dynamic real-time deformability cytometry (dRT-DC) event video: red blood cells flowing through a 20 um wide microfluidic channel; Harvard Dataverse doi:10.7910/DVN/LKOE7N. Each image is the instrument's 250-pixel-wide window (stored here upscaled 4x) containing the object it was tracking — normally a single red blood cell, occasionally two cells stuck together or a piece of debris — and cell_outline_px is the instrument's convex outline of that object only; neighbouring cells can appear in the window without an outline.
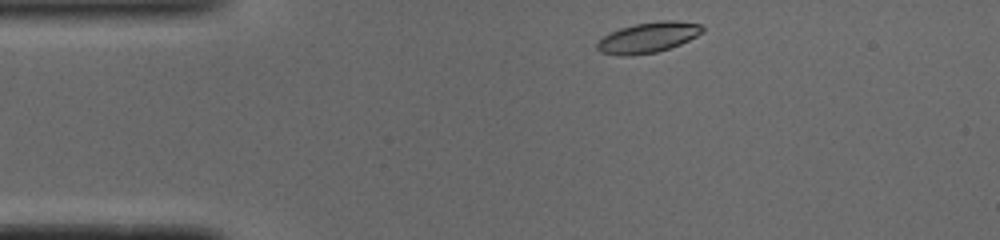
{"species": "common noctule bat (a hibernating species)", "species_latin": "Nyctalus noctula", "temperature_condition": "cold", "stored_images_in_passage": 43, "camera_frame_rate_fps": 3000, "um_per_image_px": 0.085, "animal": {"sex": "male", "body_mass_g": 19.0, "forearm_length_mm": 50.8}, "frame": {"image": 1, "passage_image": 1, "time_ms": 0.0, "image_size_px": [1000, 240], "cell_outline_px": [[704, 32], [680, 44], [656, 52], [628, 56], [620, 56], [600, 52], [596, 48], [596, 44], [604, 36], [620, 28], [636, 24], [660, 20], [672, 20], [700, 24], [704, 28]], "centroid_in_image_um": [55.09, 3.19], "position_along_channel_um": 29.9, "area_um2": 18.55}}
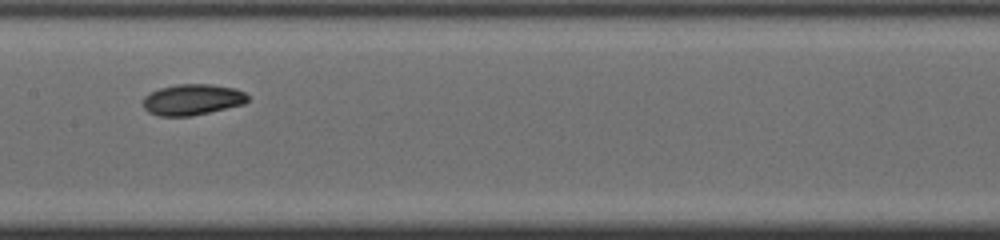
{"frame": {"image": 2, "passage_image": 17, "time_ms": 5.333, "image_size_px": [1000, 240], "cell_outline_px": [[248, 100], [244, 104], [192, 116], [160, 116], [148, 112], [144, 108], [144, 96], [160, 88], [176, 84], [212, 84], [236, 88], [244, 92], [248, 96]], "centroid_in_image_um": [16.37, 8.46], "position_along_channel_um": 191.0, "area_um2": 18.9}}
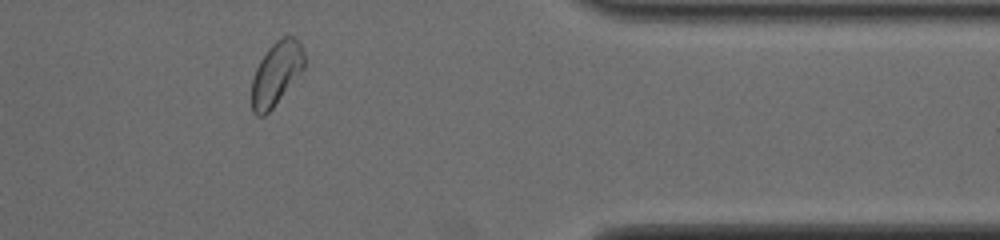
{"frame": {"image": 3, "passage_image": 34, "time_ms": 11.0, "image_size_px": [1000, 240], "cell_outline_px": [[304, 68], [272, 108], [264, 116], [256, 116], [252, 112], [252, 80], [256, 68], [260, 60], [268, 48], [276, 40], [284, 36], [292, 36], [300, 44], [304, 52]], "centroid_in_image_um": [23.46, 6.25], "position_along_channel_um": 387.9, "area_um2": 19.19}, "authors_computed_cell_mechanics": {"area_um2": 18.9006, "velocity_mm_per_s": 3.8672, "shape_relaxation_time_tau1_ms": 7.2916, "shape_relaxation_time_tau2_ms": 6.5647, "deformation_change_tau1": 0.161, "deformation_change_tau2": 0.1004}}